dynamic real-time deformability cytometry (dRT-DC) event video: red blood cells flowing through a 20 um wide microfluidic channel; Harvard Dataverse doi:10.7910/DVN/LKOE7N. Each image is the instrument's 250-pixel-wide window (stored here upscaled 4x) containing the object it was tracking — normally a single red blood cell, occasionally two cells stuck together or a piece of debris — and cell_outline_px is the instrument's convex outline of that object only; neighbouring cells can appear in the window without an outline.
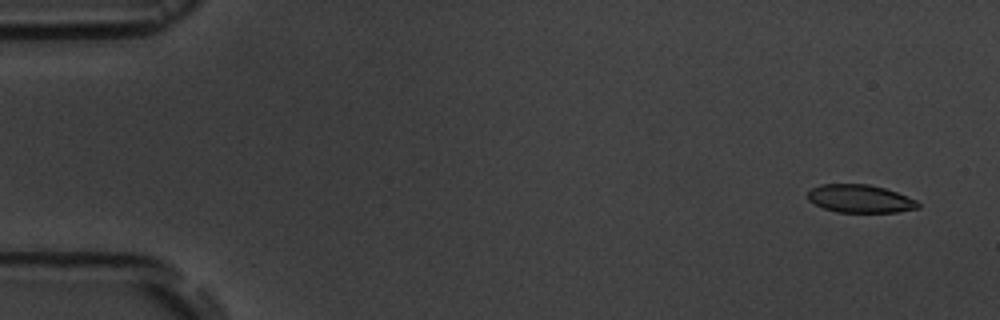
{"species": "common noctule bat (a hibernating species)", "species_latin": "Nyctalus noctula", "temperature_condition": "room temperature", "stored_images_in_passage": 4, "camera_frame_rate_fps": 3000, "um_per_image_px": 0.085, "animal": {"sex": "male", "body_mass_g": 19.5, "forearm_length_mm": 54.6}, "frame": {"image": 1, "passage_image": 1, "time_ms": 0.0, "image_size_px": [1000, 320], "cell_outline_px": [[920, 208], [900, 212], [836, 212], [824, 208], [808, 200], [808, 192], [812, 188], [820, 184], [868, 184], [884, 188], [896, 192], [916, 200], [920, 204]], "centroid_in_image_um": [73.12, 16.89], "position_along_channel_um": 11.9, "area_um2": 17.98}}
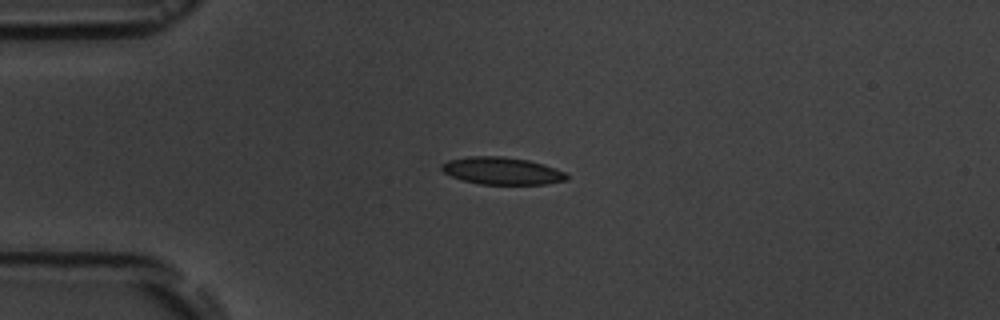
{"frame": {"image": 2, "passage_image": 4, "time_ms": 3.667, "image_size_px": [1000, 320], "cell_outline_px": [[568, 180], [544, 184], [480, 184], [464, 180], [452, 176], [444, 172], [440, 168], [440, 164], [448, 160], [468, 156], [500, 156], [528, 160], [544, 164], [556, 168], [564, 172], [568, 176]], "centroid_in_image_um": [42.66, 14.51], "position_along_channel_um": 42.3, "area_um2": 19.88}}